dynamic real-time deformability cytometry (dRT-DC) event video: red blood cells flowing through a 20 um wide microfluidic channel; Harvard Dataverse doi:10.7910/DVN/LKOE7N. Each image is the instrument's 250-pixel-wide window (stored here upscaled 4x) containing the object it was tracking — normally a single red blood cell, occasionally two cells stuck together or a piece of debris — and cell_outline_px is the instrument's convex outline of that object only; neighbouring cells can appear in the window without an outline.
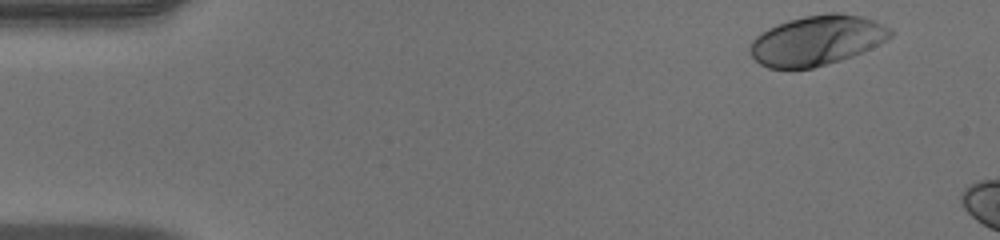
{"species": "human", "species_latin": "Homo sapiens", "temperature_condition": "warm", "stored_images_in_passage": 7, "camera_frame_rate_fps": 3000, "um_per_image_px": 0.085, "donor": {"sex": "male"}, "frame": {"image": 1, "passage_image": 1, "time_ms": 0.0, "image_size_px": [1000, 240], "cell_outline_px": [[892, 36], [888, 40], [880, 44], [852, 56], [840, 60], [812, 68], [768, 68], [760, 64], [748, 52], [748, 48], [752, 40], [760, 32], [776, 24], [788, 20], [804, 16], [828, 12], [840, 12], [860, 16], [876, 20], [892, 28]], "centroid_in_image_um": [69.44, 3.41], "position_along_channel_um": 15.6, "area_um2": 41.15}}